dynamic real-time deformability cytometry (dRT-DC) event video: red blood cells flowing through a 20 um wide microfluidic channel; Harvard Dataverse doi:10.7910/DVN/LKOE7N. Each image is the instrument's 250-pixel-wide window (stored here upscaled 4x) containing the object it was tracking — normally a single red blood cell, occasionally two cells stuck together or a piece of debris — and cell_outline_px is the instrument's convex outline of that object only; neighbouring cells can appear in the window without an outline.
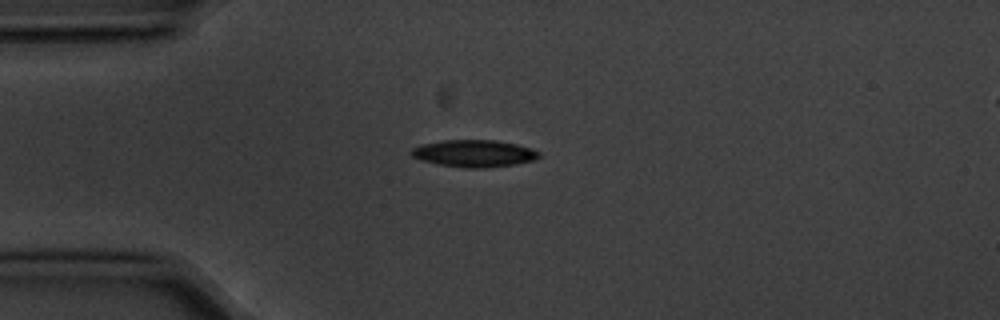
{"species": "common noctule bat (a hibernating species)", "species_latin": "Nyctalus noctula", "temperature_condition": "cold", "stored_images_in_passage": 5, "camera_frame_rate_fps": 3000, "um_per_image_px": 0.085, "animal": {"sex": "male", "body_mass_g": 20.1, "forearm_length_mm": 53.5}, "frame": {"image": 1, "passage_image": 1, "time_ms": 0.0, "image_size_px": [1000, 320], "cell_outline_px": [[540, 156], [532, 160], [516, 164], [484, 168], [464, 168], [440, 164], [424, 160], [412, 156], [408, 152], [412, 148], [420, 144], [444, 140], [496, 140], [516, 144], [532, 148], [540, 152]], "centroid_in_image_um": [40.29, 13.03], "position_along_channel_um": 44.7, "area_um2": 20.11}}
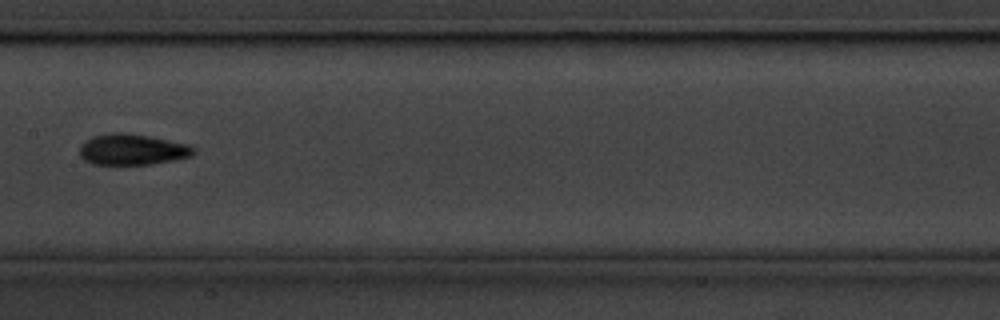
{"frame": {"image": 2, "passage_image": 5, "time_ms": 1.333, "image_size_px": [1000, 320], "cell_outline_px": [[196, 152], [192, 156], [152, 164], [92, 164], [84, 160], [80, 156], [80, 144], [92, 136], [112, 132], [124, 132], [148, 136], [188, 144], [196, 148]], "centroid_in_image_um": [11.23, 12.7], "position_along_channel_um": 196.2, "area_um2": 20.63}}